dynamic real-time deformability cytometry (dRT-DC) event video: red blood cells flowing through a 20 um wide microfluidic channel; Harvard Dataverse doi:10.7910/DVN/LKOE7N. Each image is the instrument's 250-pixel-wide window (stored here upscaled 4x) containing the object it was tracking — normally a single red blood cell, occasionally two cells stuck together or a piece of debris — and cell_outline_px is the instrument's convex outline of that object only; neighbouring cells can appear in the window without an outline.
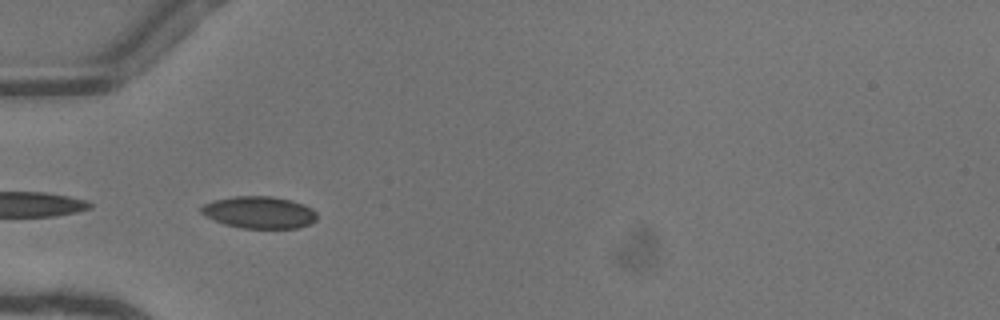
{"species": "common noctule bat (a hibernating species)", "species_latin": "Nyctalus noctula", "temperature_condition": "warm", "stored_images_in_passage": 35, "camera_frame_rate_fps": 3000, "um_per_image_px": 0.085, "animal": {"sex": "female"}, "frame": {"image": 1, "passage_image": 1, "time_ms": 0.0, "image_size_px": [1000, 320], "cell_outline_px": [[316, 220], [300, 228], [240, 228], [224, 224], [212, 220], [204, 216], [200, 212], [200, 208], [204, 204], [212, 200], [232, 196], [272, 196], [304, 204], [312, 208], [316, 212]], "centroid_in_image_um": [21.99, 18.05], "position_along_channel_um": 63.0, "area_um2": 21.79}}
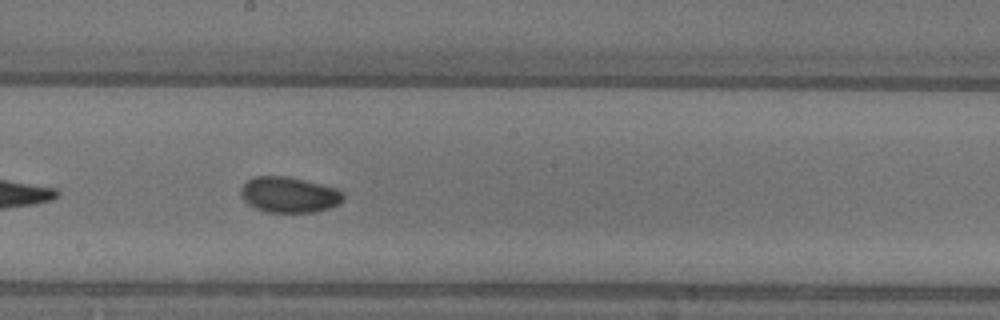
{"frame": {"image": 2, "passage_image": 13, "time_ms": 4.0, "image_size_px": [1000, 320], "cell_outline_px": [[344, 196], [336, 204], [328, 208], [312, 212], [264, 212], [252, 208], [240, 196], [240, 188], [252, 176], [288, 176], [336, 188], [344, 192]], "centroid_in_image_um": [24.5, 16.55], "position_along_channel_um": 223.7, "area_um2": 21.33}}
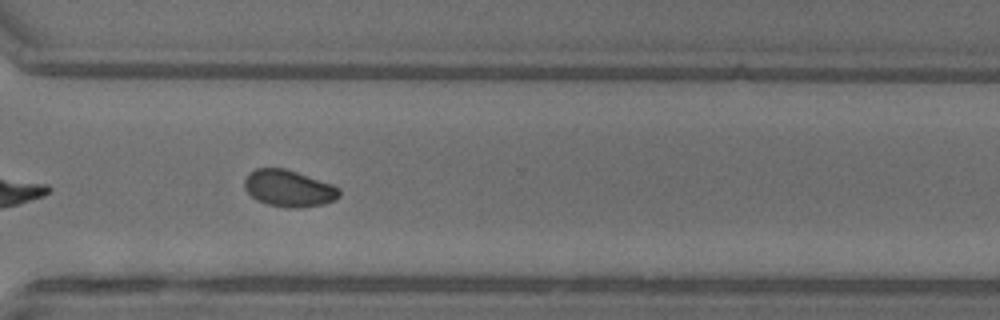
{"frame": {"image": 3, "passage_image": 22, "time_ms": 7.0, "image_size_px": [1000, 320], "cell_outline_px": [[340, 196], [336, 200], [324, 204], [300, 208], [288, 208], [268, 204], [256, 200], [244, 188], [244, 180], [248, 172], [256, 168], [284, 168], [332, 184], [340, 188]], "centroid_in_image_um": [24.55, 16.02], "position_along_channel_um": 346.1, "area_um2": 20.4}, "authors_computed_cell_mechanics": {"area_um2": 20.4034, "velocity_mm_per_s": 4.0995, "shape_relaxation_time_tau1_ms": 3.56, "shape_relaxation_time_tau2_ms": 1.2895, "deformation_change_tau1": 0.1223, "deformation_change_tau2": 0.0287}}